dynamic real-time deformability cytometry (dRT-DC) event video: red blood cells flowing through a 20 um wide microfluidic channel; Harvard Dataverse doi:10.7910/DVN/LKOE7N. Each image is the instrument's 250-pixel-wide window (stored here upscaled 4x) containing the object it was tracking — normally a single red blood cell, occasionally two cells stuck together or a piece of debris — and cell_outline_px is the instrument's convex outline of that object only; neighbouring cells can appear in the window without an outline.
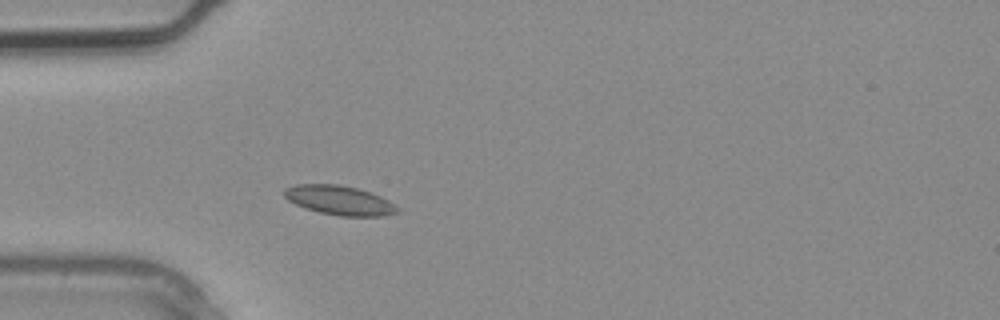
{"species": "common noctule bat (a hibernating species)", "species_latin": "Nyctalus noctula", "temperature_condition": "warm", "stored_images_in_passage": 2, "camera_frame_rate_fps": 3000, "um_per_image_px": 0.085, "animal": {"sex": "male", "body_mass_g": 20.4}, "frame": {"image": 1, "passage_image": 2, "time_ms": 0.333, "image_size_px": [1000, 320], "cell_outline_px": [[400, 212], [380, 216], [340, 216], [320, 212], [296, 204], [288, 200], [284, 196], [284, 188], [296, 184], [340, 184], [356, 188], [380, 196], [388, 200], [400, 208]], "centroid_in_image_um": [28.86, 17.02], "position_along_channel_um": 56.1, "area_um2": 19.19}}